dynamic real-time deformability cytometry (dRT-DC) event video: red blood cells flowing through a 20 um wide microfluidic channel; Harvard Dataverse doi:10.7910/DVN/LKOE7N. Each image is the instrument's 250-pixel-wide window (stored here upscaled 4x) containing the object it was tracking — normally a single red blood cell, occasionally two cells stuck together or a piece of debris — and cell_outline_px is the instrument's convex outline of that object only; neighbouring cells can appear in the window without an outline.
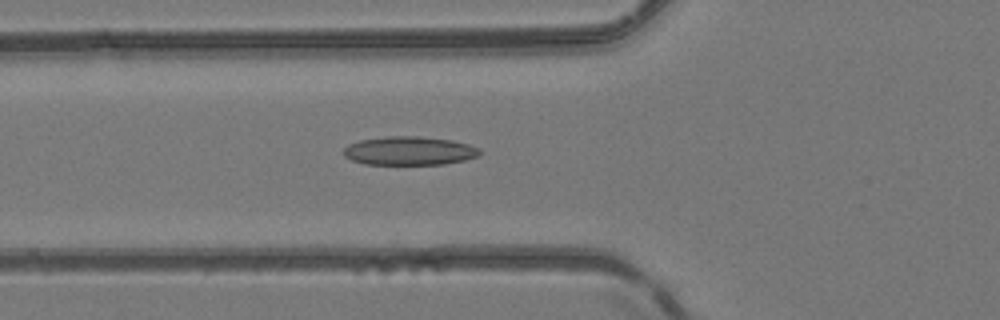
{"species": "common noctule bat (a hibernating species)", "species_latin": "Nyctalus noctula", "temperature_condition": "room temperature", "stored_images_in_passage": 34, "camera_frame_rate_fps": 3000, "um_per_image_px": 0.085, "animal": {"sex": "female", "body_mass_g": 24.6, "forearm_length_mm": 56.2}, "frame": {"image": 1, "passage_image": 2, "time_ms": 0.333, "image_size_px": [1000, 320], "cell_outline_px": [[480, 156], [464, 160], [444, 164], [364, 164], [352, 160], [344, 156], [344, 148], [348, 144], [360, 140], [388, 136], [420, 136], [452, 140], [468, 144], [480, 148]], "centroid_in_image_um": [34.8, 12.81], "position_along_channel_um": 91.0, "area_um2": 22.77}}
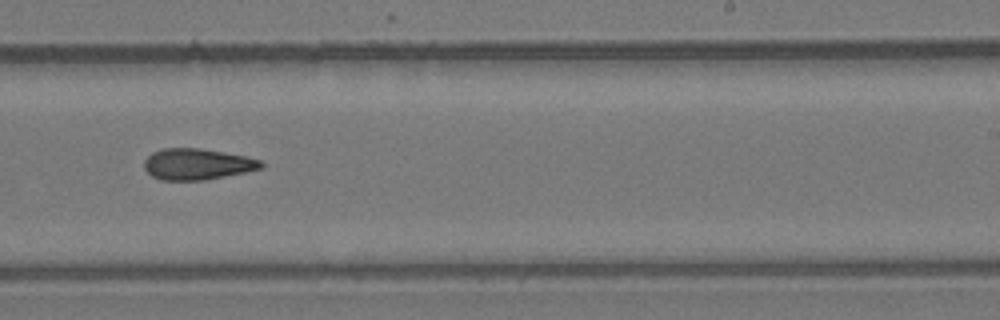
{"frame": {"image": 2, "passage_image": 15, "time_ms": 4.667, "image_size_px": [1000, 320], "cell_outline_px": [[264, 168], [204, 180], [160, 180], [152, 176], [144, 168], [144, 160], [152, 152], [160, 148], [200, 148], [248, 156], [260, 160], [264, 164]], "centroid_in_image_um": [16.76, 13.94], "position_along_channel_um": 272.2, "area_um2": 21.33}}
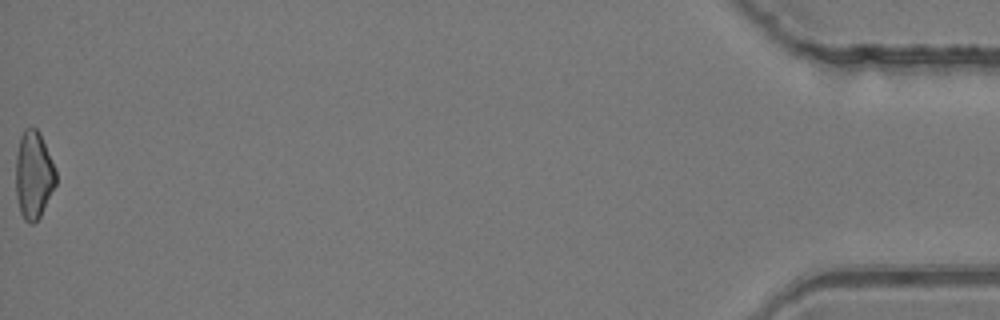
{"frame": {"image": 3, "passage_image": 34, "time_ms": 11.0, "image_size_px": [1000, 320], "cell_outline_px": [[56, 184], [40, 216], [32, 224], [28, 224], [24, 220], [20, 212], [16, 196], [16, 156], [20, 136], [24, 128], [36, 128], [40, 132], [56, 172]], "centroid_in_image_um": [2.84, 14.88], "position_along_channel_um": 432.4, "area_um2": 20.4}}